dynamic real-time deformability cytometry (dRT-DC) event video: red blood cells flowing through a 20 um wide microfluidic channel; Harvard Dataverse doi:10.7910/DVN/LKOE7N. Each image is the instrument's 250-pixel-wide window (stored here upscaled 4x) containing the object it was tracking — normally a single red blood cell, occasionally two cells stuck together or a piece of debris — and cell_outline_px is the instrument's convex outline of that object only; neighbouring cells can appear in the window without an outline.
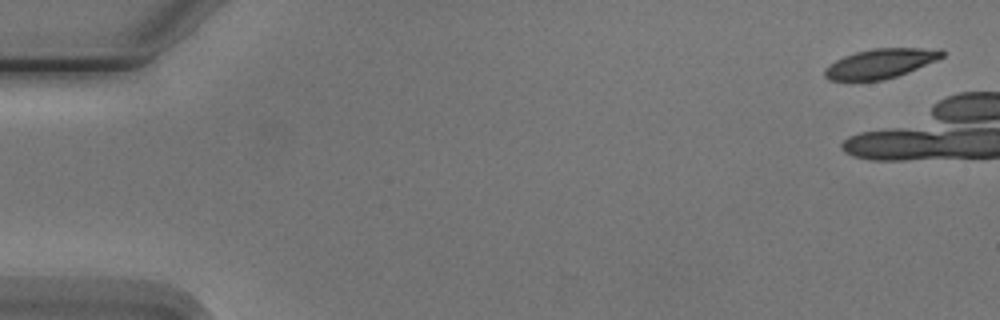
{"species": "Egyptian fruit bat (a non-hibernating species)", "species_latin": "Rousettus aegyptiacus", "temperature_condition": "cold", "stored_images_in_passage": 2, "camera_frame_rate_fps": 3000, "um_per_image_px": 0.085, "animal": {"sex": "male"}, "frame": {"image": 1, "passage_image": 1, "time_ms": 0.0, "image_size_px": [1000, 320], "cell_outline_px": [[944, 56], [936, 60], [908, 72], [884, 80], [828, 80], [824, 76], [824, 68], [828, 64], [844, 56], [856, 52], [872, 48], [940, 48], [944, 52]], "centroid_in_image_um": [74.83, 5.39], "position_along_channel_um": 10.2, "area_um2": 20.17}}